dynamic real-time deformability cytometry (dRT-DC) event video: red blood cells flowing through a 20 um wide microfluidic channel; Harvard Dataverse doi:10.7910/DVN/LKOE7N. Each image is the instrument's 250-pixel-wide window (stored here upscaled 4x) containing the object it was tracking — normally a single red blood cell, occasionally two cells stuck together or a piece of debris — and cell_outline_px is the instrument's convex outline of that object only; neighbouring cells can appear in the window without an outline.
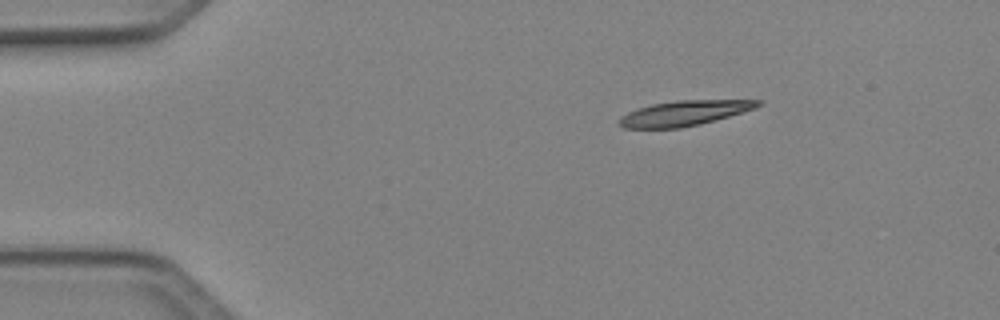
{"species": "Egyptian fruit bat (a non-hibernating species)", "species_latin": "Rousettus aegyptiacus", "temperature_condition": "cold", "stored_images_in_passage": 43, "camera_frame_rate_fps": 3000, "um_per_image_px": 0.085, "animal": {"sex": "female"}, "frame": {"image": 1, "passage_image": 1, "time_ms": 0.0, "image_size_px": [1000, 320], "cell_outline_px": [[764, 104], [756, 108], [700, 124], [680, 128], [624, 128], [620, 124], [620, 116], [628, 112], [652, 104], [676, 100], [764, 100]], "centroid_in_image_um": [58.2, 9.61], "position_along_channel_um": 26.8, "area_um2": 20.11}}
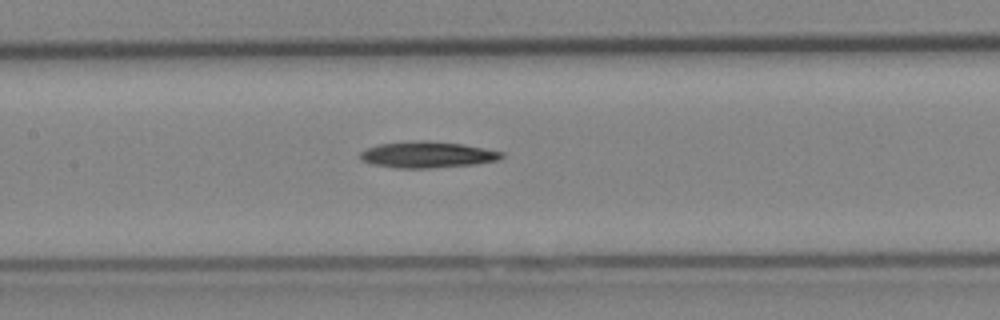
{"frame": {"image": 2, "passage_image": 17, "time_ms": 5.333, "image_size_px": [1000, 320], "cell_outline_px": [[504, 156], [500, 160], [476, 164], [432, 168], [396, 168], [372, 164], [360, 160], [360, 152], [368, 148], [380, 144], [424, 140], [428, 140], [460, 144], [484, 148], [504, 152]], "centroid_in_image_um": [36.35, 13.16], "position_along_channel_um": 171.0, "area_um2": 21.62}}
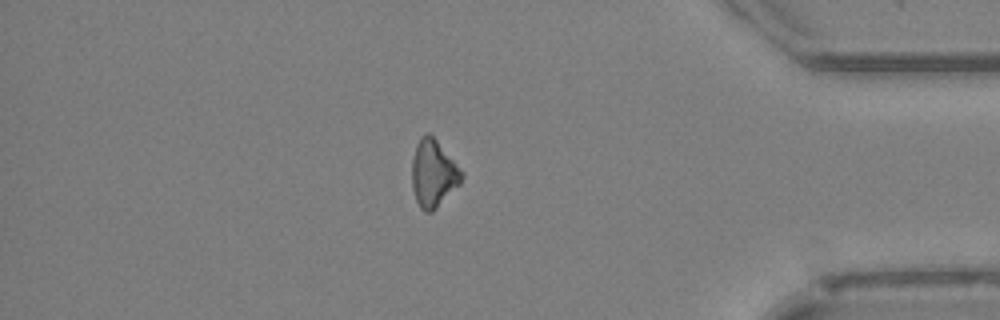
{"frame": {"image": 3, "passage_image": 36, "time_ms": 11.667, "image_size_px": [1000, 320], "cell_outline_px": [[464, 176], [460, 184], [432, 212], [424, 212], [420, 208], [416, 200], [412, 188], [412, 160], [416, 144], [420, 136], [428, 132], [436, 140], [464, 172]], "centroid_in_image_um": [36.83, 14.75], "position_along_channel_um": 398.4, "area_um2": 19.48}, "authors_computed_cell_mechanics": {"area_um2": 20.6924, "velocity_mm_per_s": 4.0919, "shape_relaxation_time_tau1_ms": 6.3678, "shape_relaxation_time_tau2_ms": null, "deformation_change_tau1": 0.1386, "deformation_change_tau2": null}}